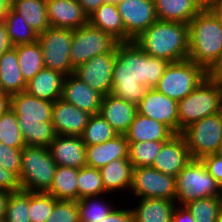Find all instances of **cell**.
<instances>
[{
    "mask_svg": "<svg viewBox=\"0 0 222 222\" xmlns=\"http://www.w3.org/2000/svg\"><path fill=\"white\" fill-rule=\"evenodd\" d=\"M46 222H79L76 201L58 200Z\"/></svg>",
    "mask_w": 222,
    "mask_h": 222,
    "instance_id": "b9f144b4",
    "label": "cell"
},
{
    "mask_svg": "<svg viewBox=\"0 0 222 222\" xmlns=\"http://www.w3.org/2000/svg\"><path fill=\"white\" fill-rule=\"evenodd\" d=\"M64 78V74L44 67L27 83L25 91L36 98L55 102L62 96Z\"/></svg>",
    "mask_w": 222,
    "mask_h": 222,
    "instance_id": "cb8c5ba5",
    "label": "cell"
},
{
    "mask_svg": "<svg viewBox=\"0 0 222 222\" xmlns=\"http://www.w3.org/2000/svg\"><path fill=\"white\" fill-rule=\"evenodd\" d=\"M98 196L84 197L76 201L79 222H100L114 209L113 203L102 201ZM112 205V206H111Z\"/></svg>",
    "mask_w": 222,
    "mask_h": 222,
    "instance_id": "d590c367",
    "label": "cell"
},
{
    "mask_svg": "<svg viewBox=\"0 0 222 222\" xmlns=\"http://www.w3.org/2000/svg\"><path fill=\"white\" fill-rule=\"evenodd\" d=\"M18 56V64L22 76L28 83L41 69L44 68L43 56L39 42L21 44L13 47Z\"/></svg>",
    "mask_w": 222,
    "mask_h": 222,
    "instance_id": "1f68e13d",
    "label": "cell"
},
{
    "mask_svg": "<svg viewBox=\"0 0 222 222\" xmlns=\"http://www.w3.org/2000/svg\"><path fill=\"white\" fill-rule=\"evenodd\" d=\"M205 78L206 70L190 59L169 62L155 89L178 102Z\"/></svg>",
    "mask_w": 222,
    "mask_h": 222,
    "instance_id": "ba28073f",
    "label": "cell"
},
{
    "mask_svg": "<svg viewBox=\"0 0 222 222\" xmlns=\"http://www.w3.org/2000/svg\"><path fill=\"white\" fill-rule=\"evenodd\" d=\"M0 83L7 96L26 90L27 83L22 76L14 48L0 57Z\"/></svg>",
    "mask_w": 222,
    "mask_h": 222,
    "instance_id": "f1b7e54d",
    "label": "cell"
},
{
    "mask_svg": "<svg viewBox=\"0 0 222 222\" xmlns=\"http://www.w3.org/2000/svg\"><path fill=\"white\" fill-rule=\"evenodd\" d=\"M9 107V97H0V117Z\"/></svg>",
    "mask_w": 222,
    "mask_h": 222,
    "instance_id": "11a10c76",
    "label": "cell"
},
{
    "mask_svg": "<svg viewBox=\"0 0 222 222\" xmlns=\"http://www.w3.org/2000/svg\"><path fill=\"white\" fill-rule=\"evenodd\" d=\"M164 142H128V159L133 167H151Z\"/></svg>",
    "mask_w": 222,
    "mask_h": 222,
    "instance_id": "e575fe53",
    "label": "cell"
},
{
    "mask_svg": "<svg viewBox=\"0 0 222 222\" xmlns=\"http://www.w3.org/2000/svg\"><path fill=\"white\" fill-rule=\"evenodd\" d=\"M222 204V197H207L195 199L185 206L196 222H216Z\"/></svg>",
    "mask_w": 222,
    "mask_h": 222,
    "instance_id": "f35d334b",
    "label": "cell"
},
{
    "mask_svg": "<svg viewBox=\"0 0 222 222\" xmlns=\"http://www.w3.org/2000/svg\"><path fill=\"white\" fill-rule=\"evenodd\" d=\"M0 190L9 193L21 190L18 177L2 167H0Z\"/></svg>",
    "mask_w": 222,
    "mask_h": 222,
    "instance_id": "f6af8a7d",
    "label": "cell"
},
{
    "mask_svg": "<svg viewBox=\"0 0 222 222\" xmlns=\"http://www.w3.org/2000/svg\"><path fill=\"white\" fill-rule=\"evenodd\" d=\"M99 113L118 134H125L137 114V106L107 94L102 97Z\"/></svg>",
    "mask_w": 222,
    "mask_h": 222,
    "instance_id": "44dd1931",
    "label": "cell"
},
{
    "mask_svg": "<svg viewBox=\"0 0 222 222\" xmlns=\"http://www.w3.org/2000/svg\"><path fill=\"white\" fill-rule=\"evenodd\" d=\"M102 97L73 73L65 76L61 96L64 101L94 115L100 112Z\"/></svg>",
    "mask_w": 222,
    "mask_h": 222,
    "instance_id": "ac0fdd59",
    "label": "cell"
},
{
    "mask_svg": "<svg viewBox=\"0 0 222 222\" xmlns=\"http://www.w3.org/2000/svg\"><path fill=\"white\" fill-rule=\"evenodd\" d=\"M199 1L206 7L210 0H199Z\"/></svg>",
    "mask_w": 222,
    "mask_h": 222,
    "instance_id": "91938a15",
    "label": "cell"
},
{
    "mask_svg": "<svg viewBox=\"0 0 222 222\" xmlns=\"http://www.w3.org/2000/svg\"><path fill=\"white\" fill-rule=\"evenodd\" d=\"M172 222H196L190 211L185 205H176L174 209Z\"/></svg>",
    "mask_w": 222,
    "mask_h": 222,
    "instance_id": "c3c4849f",
    "label": "cell"
},
{
    "mask_svg": "<svg viewBox=\"0 0 222 222\" xmlns=\"http://www.w3.org/2000/svg\"><path fill=\"white\" fill-rule=\"evenodd\" d=\"M179 134L190 124L222 112V83L206 77L177 106Z\"/></svg>",
    "mask_w": 222,
    "mask_h": 222,
    "instance_id": "5b68a950",
    "label": "cell"
},
{
    "mask_svg": "<svg viewBox=\"0 0 222 222\" xmlns=\"http://www.w3.org/2000/svg\"><path fill=\"white\" fill-rule=\"evenodd\" d=\"M188 59L207 70L222 51V24L204 7L188 23Z\"/></svg>",
    "mask_w": 222,
    "mask_h": 222,
    "instance_id": "277c9868",
    "label": "cell"
},
{
    "mask_svg": "<svg viewBox=\"0 0 222 222\" xmlns=\"http://www.w3.org/2000/svg\"><path fill=\"white\" fill-rule=\"evenodd\" d=\"M217 153L220 154V155H222V141H221V145H220V148H219V150H218Z\"/></svg>",
    "mask_w": 222,
    "mask_h": 222,
    "instance_id": "94428289",
    "label": "cell"
},
{
    "mask_svg": "<svg viewBox=\"0 0 222 222\" xmlns=\"http://www.w3.org/2000/svg\"><path fill=\"white\" fill-rule=\"evenodd\" d=\"M115 52L94 56L74 69L73 74L102 96L111 94Z\"/></svg>",
    "mask_w": 222,
    "mask_h": 222,
    "instance_id": "5bb4252c",
    "label": "cell"
},
{
    "mask_svg": "<svg viewBox=\"0 0 222 222\" xmlns=\"http://www.w3.org/2000/svg\"><path fill=\"white\" fill-rule=\"evenodd\" d=\"M176 201L159 198H140L131 208L134 222H172Z\"/></svg>",
    "mask_w": 222,
    "mask_h": 222,
    "instance_id": "484cf974",
    "label": "cell"
},
{
    "mask_svg": "<svg viewBox=\"0 0 222 222\" xmlns=\"http://www.w3.org/2000/svg\"><path fill=\"white\" fill-rule=\"evenodd\" d=\"M73 29L49 27L38 35L45 68L58 71L65 76L73 73L70 49Z\"/></svg>",
    "mask_w": 222,
    "mask_h": 222,
    "instance_id": "8fae6325",
    "label": "cell"
},
{
    "mask_svg": "<svg viewBox=\"0 0 222 222\" xmlns=\"http://www.w3.org/2000/svg\"><path fill=\"white\" fill-rule=\"evenodd\" d=\"M21 161V189L46 193L50 189L57 168L49 149L41 146H24Z\"/></svg>",
    "mask_w": 222,
    "mask_h": 222,
    "instance_id": "8992f818",
    "label": "cell"
},
{
    "mask_svg": "<svg viewBox=\"0 0 222 222\" xmlns=\"http://www.w3.org/2000/svg\"><path fill=\"white\" fill-rule=\"evenodd\" d=\"M118 133L98 113L91 115L87 125L80 135L85 146L98 145L113 139Z\"/></svg>",
    "mask_w": 222,
    "mask_h": 222,
    "instance_id": "836d02e7",
    "label": "cell"
},
{
    "mask_svg": "<svg viewBox=\"0 0 222 222\" xmlns=\"http://www.w3.org/2000/svg\"><path fill=\"white\" fill-rule=\"evenodd\" d=\"M141 198L176 201V177L152 167H133L130 191Z\"/></svg>",
    "mask_w": 222,
    "mask_h": 222,
    "instance_id": "7c38bea8",
    "label": "cell"
},
{
    "mask_svg": "<svg viewBox=\"0 0 222 222\" xmlns=\"http://www.w3.org/2000/svg\"><path fill=\"white\" fill-rule=\"evenodd\" d=\"M11 8L39 35L49 27L46 0H11Z\"/></svg>",
    "mask_w": 222,
    "mask_h": 222,
    "instance_id": "f546056e",
    "label": "cell"
},
{
    "mask_svg": "<svg viewBox=\"0 0 222 222\" xmlns=\"http://www.w3.org/2000/svg\"><path fill=\"white\" fill-rule=\"evenodd\" d=\"M206 77L222 83V51L213 64L206 70Z\"/></svg>",
    "mask_w": 222,
    "mask_h": 222,
    "instance_id": "7dc6e473",
    "label": "cell"
},
{
    "mask_svg": "<svg viewBox=\"0 0 222 222\" xmlns=\"http://www.w3.org/2000/svg\"><path fill=\"white\" fill-rule=\"evenodd\" d=\"M117 8L126 31V42L134 41L157 21L153 0H121Z\"/></svg>",
    "mask_w": 222,
    "mask_h": 222,
    "instance_id": "4fadbf2b",
    "label": "cell"
},
{
    "mask_svg": "<svg viewBox=\"0 0 222 222\" xmlns=\"http://www.w3.org/2000/svg\"><path fill=\"white\" fill-rule=\"evenodd\" d=\"M169 62L148 55L135 41L118 43L111 94L136 106L158 84Z\"/></svg>",
    "mask_w": 222,
    "mask_h": 222,
    "instance_id": "6da1fadb",
    "label": "cell"
},
{
    "mask_svg": "<svg viewBox=\"0 0 222 222\" xmlns=\"http://www.w3.org/2000/svg\"><path fill=\"white\" fill-rule=\"evenodd\" d=\"M57 166H86V146L80 136L57 135L48 147Z\"/></svg>",
    "mask_w": 222,
    "mask_h": 222,
    "instance_id": "d6986e66",
    "label": "cell"
},
{
    "mask_svg": "<svg viewBox=\"0 0 222 222\" xmlns=\"http://www.w3.org/2000/svg\"><path fill=\"white\" fill-rule=\"evenodd\" d=\"M128 142H166L175 133L164 123L137 112L128 131L124 134Z\"/></svg>",
    "mask_w": 222,
    "mask_h": 222,
    "instance_id": "603a6c76",
    "label": "cell"
},
{
    "mask_svg": "<svg viewBox=\"0 0 222 222\" xmlns=\"http://www.w3.org/2000/svg\"><path fill=\"white\" fill-rule=\"evenodd\" d=\"M119 42L111 35L89 23L73 30L70 49V63L73 69L96 55L116 52Z\"/></svg>",
    "mask_w": 222,
    "mask_h": 222,
    "instance_id": "30bf717a",
    "label": "cell"
},
{
    "mask_svg": "<svg viewBox=\"0 0 222 222\" xmlns=\"http://www.w3.org/2000/svg\"><path fill=\"white\" fill-rule=\"evenodd\" d=\"M117 159H128V141L124 134L102 144L86 146V166L101 169Z\"/></svg>",
    "mask_w": 222,
    "mask_h": 222,
    "instance_id": "7402d4cb",
    "label": "cell"
},
{
    "mask_svg": "<svg viewBox=\"0 0 222 222\" xmlns=\"http://www.w3.org/2000/svg\"><path fill=\"white\" fill-rule=\"evenodd\" d=\"M3 21L13 46L31 44L38 40V34L12 8L9 9Z\"/></svg>",
    "mask_w": 222,
    "mask_h": 222,
    "instance_id": "d6a6232c",
    "label": "cell"
},
{
    "mask_svg": "<svg viewBox=\"0 0 222 222\" xmlns=\"http://www.w3.org/2000/svg\"><path fill=\"white\" fill-rule=\"evenodd\" d=\"M50 27L78 29L88 23V16L77 0H46Z\"/></svg>",
    "mask_w": 222,
    "mask_h": 222,
    "instance_id": "ffe728a7",
    "label": "cell"
},
{
    "mask_svg": "<svg viewBox=\"0 0 222 222\" xmlns=\"http://www.w3.org/2000/svg\"><path fill=\"white\" fill-rule=\"evenodd\" d=\"M216 222H222V204L218 212V217Z\"/></svg>",
    "mask_w": 222,
    "mask_h": 222,
    "instance_id": "9f6ffc18",
    "label": "cell"
},
{
    "mask_svg": "<svg viewBox=\"0 0 222 222\" xmlns=\"http://www.w3.org/2000/svg\"><path fill=\"white\" fill-rule=\"evenodd\" d=\"M28 211L29 191L10 192L4 222H30Z\"/></svg>",
    "mask_w": 222,
    "mask_h": 222,
    "instance_id": "ab89813d",
    "label": "cell"
},
{
    "mask_svg": "<svg viewBox=\"0 0 222 222\" xmlns=\"http://www.w3.org/2000/svg\"><path fill=\"white\" fill-rule=\"evenodd\" d=\"M77 1L82 6V9L87 16L91 15L97 8H99L102 4L105 3V0H77Z\"/></svg>",
    "mask_w": 222,
    "mask_h": 222,
    "instance_id": "f907efd6",
    "label": "cell"
},
{
    "mask_svg": "<svg viewBox=\"0 0 222 222\" xmlns=\"http://www.w3.org/2000/svg\"><path fill=\"white\" fill-rule=\"evenodd\" d=\"M181 135L192 159L217 153L222 141V112L190 124Z\"/></svg>",
    "mask_w": 222,
    "mask_h": 222,
    "instance_id": "9c48e42d",
    "label": "cell"
},
{
    "mask_svg": "<svg viewBox=\"0 0 222 222\" xmlns=\"http://www.w3.org/2000/svg\"><path fill=\"white\" fill-rule=\"evenodd\" d=\"M191 159L184 137L181 134H175L163 143L151 167L176 177Z\"/></svg>",
    "mask_w": 222,
    "mask_h": 222,
    "instance_id": "2e32d148",
    "label": "cell"
},
{
    "mask_svg": "<svg viewBox=\"0 0 222 222\" xmlns=\"http://www.w3.org/2000/svg\"><path fill=\"white\" fill-rule=\"evenodd\" d=\"M178 102L151 88L147 95L137 105V112L164 123L175 134H179L177 112Z\"/></svg>",
    "mask_w": 222,
    "mask_h": 222,
    "instance_id": "9a60e30c",
    "label": "cell"
},
{
    "mask_svg": "<svg viewBox=\"0 0 222 222\" xmlns=\"http://www.w3.org/2000/svg\"><path fill=\"white\" fill-rule=\"evenodd\" d=\"M53 103L31 96L26 91L9 96L26 146L48 148L57 136L52 121Z\"/></svg>",
    "mask_w": 222,
    "mask_h": 222,
    "instance_id": "7a4b0ae2",
    "label": "cell"
},
{
    "mask_svg": "<svg viewBox=\"0 0 222 222\" xmlns=\"http://www.w3.org/2000/svg\"><path fill=\"white\" fill-rule=\"evenodd\" d=\"M0 141L9 147L17 149H22L26 146L17 116L10 107L0 117Z\"/></svg>",
    "mask_w": 222,
    "mask_h": 222,
    "instance_id": "74e56055",
    "label": "cell"
},
{
    "mask_svg": "<svg viewBox=\"0 0 222 222\" xmlns=\"http://www.w3.org/2000/svg\"><path fill=\"white\" fill-rule=\"evenodd\" d=\"M115 208L100 222H134L133 213L130 207L129 209H117V207Z\"/></svg>",
    "mask_w": 222,
    "mask_h": 222,
    "instance_id": "bcb514c9",
    "label": "cell"
},
{
    "mask_svg": "<svg viewBox=\"0 0 222 222\" xmlns=\"http://www.w3.org/2000/svg\"><path fill=\"white\" fill-rule=\"evenodd\" d=\"M77 187L78 200L90 196L99 197L101 194L107 193L103 186L100 170L88 166L78 170Z\"/></svg>",
    "mask_w": 222,
    "mask_h": 222,
    "instance_id": "8d00e7d4",
    "label": "cell"
},
{
    "mask_svg": "<svg viewBox=\"0 0 222 222\" xmlns=\"http://www.w3.org/2000/svg\"><path fill=\"white\" fill-rule=\"evenodd\" d=\"M58 200L44 192H29L30 222H46Z\"/></svg>",
    "mask_w": 222,
    "mask_h": 222,
    "instance_id": "60d3db41",
    "label": "cell"
},
{
    "mask_svg": "<svg viewBox=\"0 0 222 222\" xmlns=\"http://www.w3.org/2000/svg\"><path fill=\"white\" fill-rule=\"evenodd\" d=\"M78 170L71 167L57 166L53 182L46 193L57 200L78 201Z\"/></svg>",
    "mask_w": 222,
    "mask_h": 222,
    "instance_id": "4dcf8cb0",
    "label": "cell"
},
{
    "mask_svg": "<svg viewBox=\"0 0 222 222\" xmlns=\"http://www.w3.org/2000/svg\"><path fill=\"white\" fill-rule=\"evenodd\" d=\"M0 97H9L6 95V93L3 91V88L1 86V83H0Z\"/></svg>",
    "mask_w": 222,
    "mask_h": 222,
    "instance_id": "680465c9",
    "label": "cell"
},
{
    "mask_svg": "<svg viewBox=\"0 0 222 222\" xmlns=\"http://www.w3.org/2000/svg\"><path fill=\"white\" fill-rule=\"evenodd\" d=\"M88 23L111 35L119 43L126 42V31L117 5L102 4L88 16Z\"/></svg>",
    "mask_w": 222,
    "mask_h": 222,
    "instance_id": "4316f807",
    "label": "cell"
},
{
    "mask_svg": "<svg viewBox=\"0 0 222 222\" xmlns=\"http://www.w3.org/2000/svg\"><path fill=\"white\" fill-rule=\"evenodd\" d=\"M22 149L12 148L0 141V167L14 173L18 179L22 167Z\"/></svg>",
    "mask_w": 222,
    "mask_h": 222,
    "instance_id": "7bdbcfd3",
    "label": "cell"
},
{
    "mask_svg": "<svg viewBox=\"0 0 222 222\" xmlns=\"http://www.w3.org/2000/svg\"><path fill=\"white\" fill-rule=\"evenodd\" d=\"M222 24V0H210L206 6Z\"/></svg>",
    "mask_w": 222,
    "mask_h": 222,
    "instance_id": "816d5d0a",
    "label": "cell"
},
{
    "mask_svg": "<svg viewBox=\"0 0 222 222\" xmlns=\"http://www.w3.org/2000/svg\"><path fill=\"white\" fill-rule=\"evenodd\" d=\"M134 41L150 56L168 62L188 59V24L157 20Z\"/></svg>",
    "mask_w": 222,
    "mask_h": 222,
    "instance_id": "3957f363",
    "label": "cell"
},
{
    "mask_svg": "<svg viewBox=\"0 0 222 222\" xmlns=\"http://www.w3.org/2000/svg\"><path fill=\"white\" fill-rule=\"evenodd\" d=\"M4 21H0V57L13 48Z\"/></svg>",
    "mask_w": 222,
    "mask_h": 222,
    "instance_id": "681fc988",
    "label": "cell"
},
{
    "mask_svg": "<svg viewBox=\"0 0 222 222\" xmlns=\"http://www.w3.org/2000/svg\"><path fill=\"white\" fill-rule=\"evenodd\" d=\"M121 2V0H105V3H110L113 5H117Z\"/></svg>",
    "mask_w": 222,
    "mask_h": 222,
    "instance_id": "6f0895ef",
    "label": "cell"
},
{
    "mask_svg": "<svg viewBox=\"0 0 222 222\" xmlns=\"http://www.w3.org/2000/svg\"><path fill=\"white\" fill-rule=\"evenodd\" d=\"M201 161L206 166L210 175L222 188V155L215 153L204 156Z\"/></svg>",
    "mask_w": 222,
    "mask_h": 222,
    "instance_id": "ee69618b",
    "label": "cell"
},
{
    "mask_svg": "<svg viewBox=\"0 0 222 222\" xmlns=\"http://www.w3.org/2000/svg\"><path fill=\"white\" fill-rule=\"evenodd\" d=\"M91 114L63 99L53 103L52 121L57 135L80 136Z\"/></svg>",
    "mask_w": 222,
    "mask_h": 222,
    "instance_id": "e0dca14e",
    "label": "cell"
},
{
    "mask_svg": "<svg viewBox=\"0 0 222 222\" xmlns=\"http://www.w3.org/2000/svg\"><path fill=\"white\" fill-rule=\"evenodd\" d=\"M103 186L107 194L124 189L130 190L133 166L129 159L113 160L101 169Z\"/></svg>",
    "mask_w": 222,
    "mask_h": 222,
    "instance_id": "83f0119b",
    "label": "cell"
},
{
    "mask_svg": "<svg viewBox=\"0 0 222 222\" xmlns=\"http://www.w3.org/2000/svg\"><path fill=\"white\" fill-rule=\"evenodd\" d=\"M207 197H222V188L201 159H191L176 176V203L185 205Z\"/></svg>",
    "mask_w": 222,
    "mask_h": 222,
    "instance_id": "52a82bcc",
    "label": "cell"
},
{
    "mask_svg": "<svg viewBox=\"0 0 222 222\" xmlns=\"http://www.w3.org/2000/svg\"><path fill=\"white\" fill-rule=\"evenodd\" d=\"M157 20L188 24L205 6L199 0H153Z\"/></svg>",
    "mask_w": 222,
    "mask_h": 222,
    "instance_id": "d4e9b609",
    "label": "cell"
},
{
    "mask_svg": "<svg viewBox=\"0 0 222 222\" xmlns=\"http://www.w3.org/2000/svg\"><path fill=\"white\" fill-rule=\"evenodd\" d=\"M11 8V0H0V21H2Z\"/></svg>",
    "mask_w": 222,
    "mask_h": 222,
    "instance_id": "db71d44e",
    "label": "cell"
},
{
    "mask_svg": "<svg viewBox=\"0 0 222 222\" xmlns=\"http://www.w3.org/2000/svg\"><path fill=\"white\" fill-rule=\"evenodd\" d=\"M8 198L9 192L0 190V221L5 219Z\"/></svg>",
    "mask_w": 222,
    "mask_h": 222,
    "instance_id": "f5cc1de1",
    "label": "cell"
}]
</instances>
